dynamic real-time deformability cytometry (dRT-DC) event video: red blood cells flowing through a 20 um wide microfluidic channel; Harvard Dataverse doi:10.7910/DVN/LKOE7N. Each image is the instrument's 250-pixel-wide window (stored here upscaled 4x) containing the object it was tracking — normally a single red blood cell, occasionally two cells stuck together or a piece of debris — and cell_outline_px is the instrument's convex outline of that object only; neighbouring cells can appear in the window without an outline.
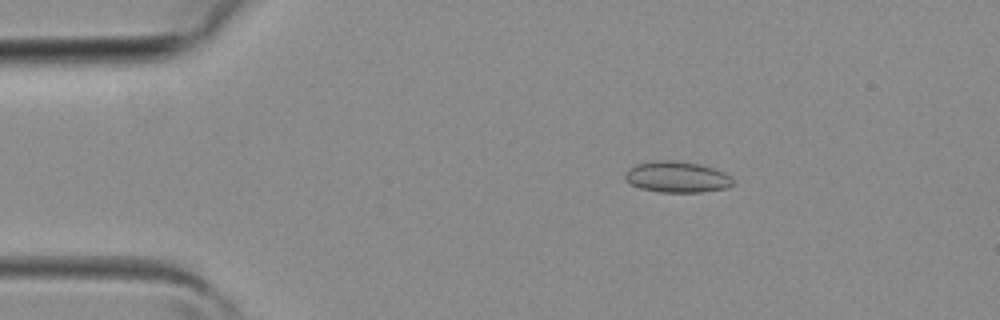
{"species": "common noctule bat (a hibernating species)", "species_latin": "Nyctalus noctula", "temperature_condition": "room temperature", "stored_images_in_passage": 3, "camera_frame_rate_fps": 3000, "um_per_image_px": 0.085, "animal": {"sex": "female", "body_mass_g": 19.3, "forearm_length_mm": 54.1}, "frame": {"image": 1, "passage_image": 2, "time_ms": 0.333, "image_size_px": [1000, 320], "cell_outline_px": [[732, 184], [728, 188], [700, 192], [660, 192], [640, 188], [624, 180], [624, 172], [628, 168], [636, 164], [652, 160], [672, 160], [700, 164], [724, 172], [732, 180]], "centroid_in_image_um": [57.48, 15.03], "position_along_channel_um": 27.5, "area_um2": 19.59}}